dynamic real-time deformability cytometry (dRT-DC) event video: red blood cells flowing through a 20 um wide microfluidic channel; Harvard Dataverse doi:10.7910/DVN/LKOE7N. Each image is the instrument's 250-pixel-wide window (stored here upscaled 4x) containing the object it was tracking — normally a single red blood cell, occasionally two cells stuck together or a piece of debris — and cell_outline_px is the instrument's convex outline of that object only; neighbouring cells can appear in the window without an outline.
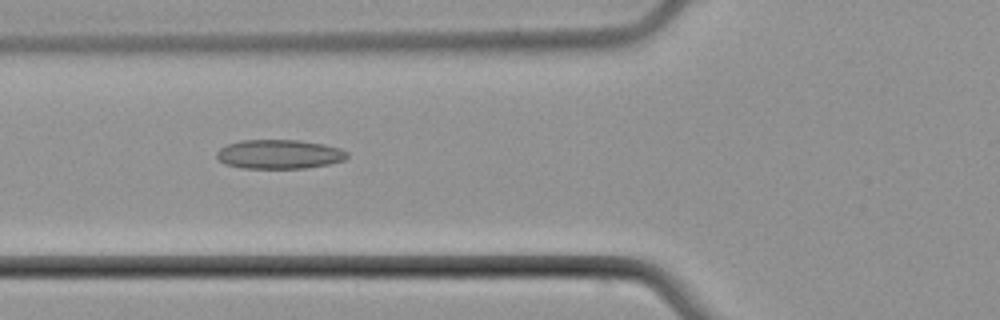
{"species": "common noctule bat (a hibernating species)", "species_latin": "Nyctalus noctula", "temperature_condition": "cold", "stored_images_in_passage": 3, "camera_frame_rate_fps": 3000, "um_per_image_px": 0.085, "animal": {"sex": "male", "body_mass_g": 21.5, "forearm_length_mm": 52.0}, "frame": {"image": 1, "passage_image": 2, "time_ms": 1.0, "image_size_px": [1000, 320], "cell_outline_px": [[348, 156], [344, 160], [328, 164], [304, 168], [240, 168], [224, 164], [216, 156], [216, 152], [220, 148], [228, 144], [240, 140], [300, 140], [324, 144], [340, 148], [348, 152]], "centroid_in_image_um": [23.72, 13.1], "position_along_channel_um": 102.1, "area_um2": 22.25}}
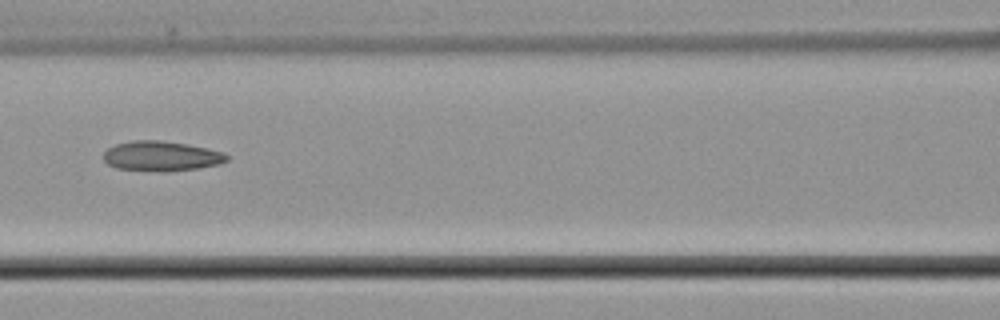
{"frame": {"image": 2, "passage_image": 3, "time_ms": 2.333, "image_size_px": [1000, 320], "cell_outline_px": [[228, 160], [220, 164], [196, 168], [168, 172], [164, 172], [116, 168], [108, 164], [104, 160], [104, 152], [108, 148], [116, 144], [136, 140], [160, 140], [188, 144], [208, 148], [224, 152], [228, 156]], "centroid_in_image_um": [13.74, 13.27], "position_along_channel_um": 152.9, "area_um2": 21.56}}